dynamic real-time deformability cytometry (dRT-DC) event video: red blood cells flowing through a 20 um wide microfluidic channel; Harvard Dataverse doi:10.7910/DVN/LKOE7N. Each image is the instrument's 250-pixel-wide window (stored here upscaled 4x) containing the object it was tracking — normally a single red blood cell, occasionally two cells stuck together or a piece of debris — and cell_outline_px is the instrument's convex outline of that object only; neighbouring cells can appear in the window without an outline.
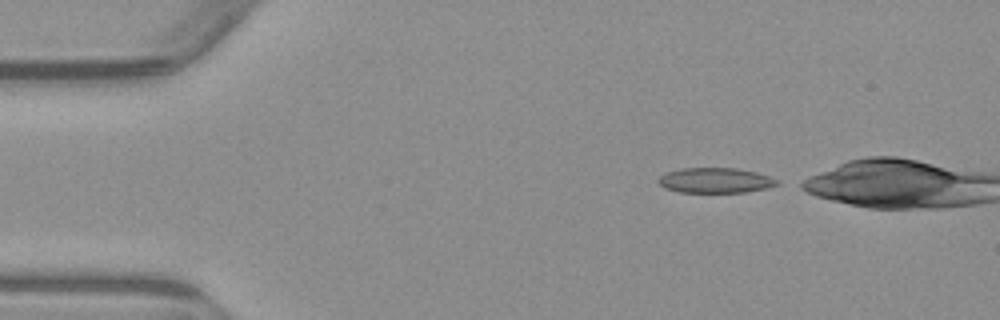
{"species": "common noctule bat (a hibernating species)", "species_latin": "Nyctalus noctula", "temperature_condition": "warm", "stored_images_in_passage": 4, "camera_frame_rate_fps": 3000, "um_per_image_px": 0.085, "animal": {"sex": "male", "body_mass_g": 23.1, "forearm_length_mm": 52.7}, "frame": {"image": 1, "passage_image": 1, "time_ms": 0.0, "image_size_px": [1000, 320], "cell_outline_px": [[780, 184], [768, 188], [744, 192], [680, 192], [664, 188], [656, 180], [664, 172], [680, 168], [736, 168], [756, 172], [780, 180]], "centroid_in_image_um": [60.8, 15.33], "position_along_channel_um": 24.2, "area_um2": 17.57}}